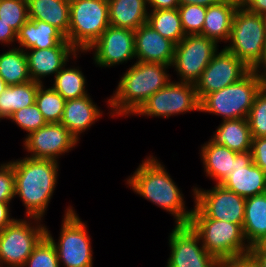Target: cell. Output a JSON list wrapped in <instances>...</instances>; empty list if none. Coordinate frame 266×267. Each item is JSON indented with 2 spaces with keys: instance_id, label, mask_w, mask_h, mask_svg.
Masks as SVG:
<instances>
[{
  "instance_id": "1",
  "label": "cell",
  "mask_w": 266,
  "mask_h": 267,
  "mask_svg": "<svg viewBox=\"0 0 266 267\" xmlns=\"http://www.w3.org/2000/svg\"><path fill=\"white\" fill-rule=\"evenodd\" d=\"M134 193L172 214L176 225H188L193 209H186L184 194L154 156H147L127 179Z\"/></svg>"
},
{
  "instance_id": "2",
  "label": "cell",
  "mask_w": 266,
  "mask_h": 267,
  "mask_svg": "<svg viewBox=\"0 0 266 267\" xmlns=\"http://www.w3.org/2000/svg\"><path fill=\"white\" fill-rule=\"evenodd\" d=\"M170 65L136 61L121 77L113 96L107 103L110 116L134 115L146 100L161 90L172 79Z\"/></svg>"
},
{
  "instance_id": "3",
  "label": "cell",
  "mask_w": 266,
  "mask_h": 267,
  "mask_svg": "<svg viewBox=\"0 0 266 267\" xmlns=\"http://www.w3.org/2000/svg\"><path fill=\"white\" fill-rule=\"evenodd\" d=\"M28 156L9 161L14 168L15 197L21 198L25 217L43 219L58 183L59 161Z\"/></svg>"
},
{
  "instance_id": "4",
  "label": "cell",
  "mask_w": 266,
  "mask_h": 267,
  "mask_svg": "<svg viewBox=\"0 0 266 267\" xmlns=\"http://www.w3.org/2000/svg\"><path fill=\"white\" fill-rule=\"evenodd\" d=\"M189 226L200 237L204 248L226 266L250 253L243 228L239 224L208 218L195 204Z\"/></svg>"
},
{
  "instance_id": "5",
  "label": "cell",
  "mask_w": 266,
  "mask_h": 267,
  "mask_svg": "<svg viewBox=\"0 0 266 267\" xmlns=\"http://www.w3.org/2000/svg\"><path fill=\"white\" fill-rule=\"evenodd\" d=\"M225 49L258 70L266 58V22L264 15L252 13L241 4L237 8ZM229 45V46H228Z\"/></svg>"
},
{
  "instance_id": "6",
  "label": "cell",
  "mask_w": 266,
  "mask_h": 267,
  "mask_svg": "<svg viewBox=\"0 0 266 267\" xmlns=\"http://www.w3.org/2000/svg\"><path fill=\"white\" fill-rule=\"evenodd\" d=\"M258 70H251L240 81L205 95L200 101V112L214 114L223 120L247 119L256 94L265 85Z\"/></svg>"
},
{
  "instance_id": "7",
  "label": "cell",
  "mask_w": 266,
  "mask_h": 267,
  "mask_svg": "<svg viewBox=\"0 0 266 267\" xmlns=\"http://www.w3.org/2000/svg\"><path fill=\"white\" fill-rule=\"evenodd\" d=\"M62 219L58 242L52 237L49 228H46V237L55 246L60 266L93 267V251L87 223L81 221L74 207L70 205Z\"/></svg>"
},
{
  "instance_id": "8",
  "label": "cell",
  "mask_w": 266,
  "mask_h": 267,
  "mask_svg": "<svg viewBox=\"0 0 266 267\" xmlns=\"http://www.w3.org/2000/svg\"><path fill=\"white\" fill-rule=\"evenodd\" d=\"M108 26V0H70L68 41L78 52H86Z\"/></svg>"
},
{
  "instance_id": "9",
  "label": "cell",
  "mask_w": 266,
  "mask_h": 267,
  "mask_svg": "<svg viewBox=\"0 0 266 267\" xmlns=\"http://www.w3.org/2000/svg\"><path fill=\"white\" fill-rule=\"evenodd\" d=\"M26 219L16 218L0 231V267H23L34 248L46 236L47 227L41 224L43 219Z\"/></svg>"
},
{
  "instance_id": "10",
  "label": "cell",
  "mask_w": 266,
  "mask_h": 267,
  "mask_svg": "<svg viewBox=\"0 0 266 267\" xmlns=\"http://www.w3.org/2000/svg\"><path fill=\"white\" fill-rule=\"evenodd\" d=\"M191 111H200L195 85L171 80L149 97L134 115L168 119L173 115H183Z\"/></svg>"
},
{
  "instance_id": "11",
  "label": "cell",
  "mask_w": 266,
  "mask_h": 267,
  "mask_svg": "<svg viewBox=\"0 0 266 267\" xmlns=\"http://www.w3.org/2000/svg\"><path fill=\"white\" fill-rule=\"evenodd\" d=\"M219 45L202 35H186L175 46L172 68L179 76V82L195 84L212 57L218 52Z\"/></svg>"
},
{
  "instance_id": "12",
  "label": "cell",
  "mask_w": 266,
  "mask_h": 267,
  "mask_svg": "<svg viewBox=\"0 0 266 267\" xmlns=\"http://www.w3.org/2000/svg\"><path fill=\"white\" fill-rule=\"evenodd\" d=\"M169 235L170 255L166 267H225L201 243L189 225H174Z\"/></svg>"
},
{
  "instance_id": "13",
  "label": "cell",
  "mask_w": 266,
  "mask_h": 267,
  "mask_svg": "<svg viewBox=\"0 0 266 267\" xmlns=\"http://www.w3.org/2000/svg\"><path fill=\"white\" fill-rule=\"evenodd\" d=\"M219 51L194 84L199 101L207 94L240 81L251 71L244 62L225 48Z\"/></svg>"
},
{
  "instance_id": "14",
  "label": "cell",
  "mask_w": 266,
  "mask_h": 267,
  "mask_svg": "<svg viewBox=\"0 0 266 267\" xmlns=\"http://www.w3.org/2000/svg\"><path fill=\"white\" fill-rule=\"evenodd\" d=\"M195 205L211 219L243 226L246 199L216 184L208 190L193 187Z\"/></svg>"
},
{
  "instance_id": "15",
  "label": "cell",
  "mask_w": 266,
  "mask_h": 267,
  "mask_svg": "<svg viewBox=\"0 0 266 267\" xmlns=\"http://www.w3.org/2000/svg\"><path fill=\"white\" fill-rule=\"evenodd\" d=\"M23 142V149L31 154L30 158L55 161H58L61 155L69 153L79 143L61 123H47L26 135Z\"/></svg>"
},
{
  "instance_id": "16",
  "label": "cell",
  "mask_w": 266,
  "mask_h": 267,
  "mask_svg": "<svg viewBox=\"0 0 266 267\" xmlns=\"http://www.w3.org/2000/svg\"><path fill=\"white\" fill-rule=\"evenodd\" d=\"M134 43V30L110 25L86 53L94 51L96 66L110 68L136 59Z\"/></svg>"
},
{
  "instance_id": "17",
  "label": "cell",
  "mask_w": 266,
  "mask_h": 267,
  "mask_svg": "<svg viewBox=\"0 0 266 267\" xmlns=\"http://www.w3.org/2000/svg\"><path fill=\"white\" fill-rule=\"evenodd\" d=\"M232 170L221 183L225 189L245 199L266 193V174L253 163L251 151L237 153Z\"/></svg>"
},
{
  "instance_id": "18",
  "label": "cell",
  "mask_w": 266,
  "mask_h": 267,
  "mask_svg": "<svg viewBox=\"0 0 266 267\" xmlns=\"http://www.w3.org/2000/svg\"><path fill=\"white\" fill-rule=\"evenodd\" d=\"M32 81L44 84L43 78L55 75L79 52L70 43H59L48 49L30 48L25 51ZM72 57V58H71ZM70 58V59H69Z\"/></svg>"
},
{
  "instance_id": "19",
  "label": "cell",
  "mask_w": 266,
  "mask_h": 267,
  "mask_svg": "<svg viewBox=\"0 0 266 267\" xmlns=\"http://www.w3.org/2000/svg\"><path fill=\"white\" fill-rule=\"evenodd\" d=\"M136 61L172 65L176 44L147 23L134 31Z\"/></svg>"
},
{
  "instance_id": "20",
  "label": "cell",
  "mask_w": 266,
  "mask_h": 267,
  "mask_svg": "<svg viewBox=\"0 0 266 267\" xmlns=\"http://www.w3.org/2000/svg\"><path fill=\"white\" fill-rule=\"evenodd\" d=\"M89 95L66 100L60 121L78 141L79 136L94 125L103 114Z\"/></svg>"
},
{
  "instance_id": "21",
  "label": "cell",
  "mask_w": 266,
  "mask_h": 267,
  "mask_svg": "<svg viewBox=\"0 0 266 267\" xmlns=\"http://www.w3.org/2000/svg\"><path fill=\"white\" fill-rule=\"evenodd\" d=\"M241 4V0H224L218 4L207 7L202 32L205 36L219 42L228 43L234 14Z\"/></svg>"
},
{
  "instance_id": "22",
  "label": "cell",
  "mask_w": 266,
  "mask_h": 267,
  "mask_svg": "<svg viewBox=\"0 0 266 267\" xmlns=\"http://www.w3.org/2000/svg\"><path fill=\"white\" fill-rule=\"evenodd\" d=\"M16 42L26 51L30 48L48 49L59 43H70L54 26L40 20L28 19L17 32Z\"/></svg>"
},
{
  "instance_id": "23",
  "label": "cell",
  "mask_w": 266,
  "mask_h": 267,
  "mask_svg": "<svg viewBox=\"0 0 266 267\" xmlns=\"http://www.w3.org/2000/svg\"><path fill=\"white\" fill-rule=\"evenodd\" d=\"M236 154L237 152L211 140L204 143L201 146L200 158L206 176L216 184H221L233 172Z\"/></svg>"
},
{
  "instance_id": "24",
  "label": "cell",
  "mask_w": 266,
  "mask_h": 267,
  "mask_svg": "<svg viewBox=\"0 0 266 267\" xmlns=\"http://www.w3.org/2000/svg\"><path fill=\"white\" fill-rule=\"evenodd\" d=\"M28 17L57 28L68 40L70 0H27Z\"/></svg>"
},
{
  "instance_id": "25",
  "label": "cell",
  "mask_w": 266,
  "mask_h": 267,
  "mask_svg": "<svg viewBox=\"0 0 266 267\" xmlns=\"http://www.w3.org/2000/svg\"><path fill=\"white\" fill-rule=\"evenodd\" d=\"M147 0H108L110 25L136 30L147 23Z\"/></svg>"
},
{
  "instance_id": "26",
  "label": "cell",
  "mask_w": 266,
  "mask_h": 267,
  "mask_svg": "<svg viewBox=\"0 0 266 267\" xmlns=\"http://www.w3.org/2000/svg\"><path fill=\"white\" fill-rule=\"evenodd\" d=\"M252 134L247 119L223 120L210 140L237 153L251 151Z\"/></svg>"
},
{
  "instance_id": "27",
  "label": "cell",
  "mask_w": 266,
  "mask_h": 267,
  "mask_svg": "<svg viewBox=\"0 0 266 267\" xmlns=\"http://www.w3.org/2000/svg\"><path fill=\"white\" fill-rule=\"evenodd\" d=\"M242 228L250 247L266 239V193L246 198Z\"/></svg>"
},
{
  "instance_id": "28",
  "label": "cell",
  "mask_w": 266,
  "mask_h": 267,
  "mask_svg": "<svg viewBox=\"0 0 266 267\" xmlns=\"http://www.w3.org/2000/svg\"><path fill=\"white\" fill-rule=\"evenodd\" d=\"M40 83L29 81L10 85L0 94V120L8 119L15 111L35 104Z\"/></svg>"
},
{
  "instance_id": "29",
  "label": "cell",
  "mask_w": 266,
  "mask_h": 267,
  "mask_svg": "<svg viewBox=\"0 0 266 267\" xmlns=\"http://www.w3.org/2000/svg\"><path fill=\"white\" fill-rule=\"evenodd\" d=\"M0 77L8 86L24 84L32 80L24 50L14 46L0 54Z\"/></svg>"
},
{
  "instance_id": "30",
  "label": "cell",
  "mask_w": 266,
  "mask_h": 267,
  "mask_svg": "<svg viewBox=\"0 0 266 267\" xmlns=\"http://www.w3.org/2000/svg\"><path fill=\"white\" fill-rule=\"evenodd\" d=\"M147 24L175 44H178L186 36L181 25L178 8L149 11Z\"/></svg>"
},
{
  "instance_id": "31",
  "label": "cell",
  "mask_w": 266,
  "mask_h": 267,
  "mask_svg": "<svg viewBox=\"0 0 266 267\" xmlns=\"http://www.w3.org/2000/svg\"><path fill=\"white\" fill-rule=\"evenodd\" d=\"M86 77L80 67H63L54 77L52 87L65 99L84 97L86 89Z\"/></svg>"
},
{
  "instance_id": "32",
  "label": "cell",
  "mask_w": 266,
  "mask_h": 267,
  "mask_svg": "<svg viewBox=\"0 0 266 267\" xmlns=\"http://www.w3.org/2000/svg\"><path fill=\"white\" fill-rule=\"evenodd\" d=\"M35 103L47 123H60L66 100L52 86L40 84Z\"/></svg>"
},
{
  "instance_id": "33",
  "label": "cell",
  "mask_w": 266,
  "mask_h": 267,
  "mask_svg": "<svg viewBox=\"0 0 266 267\" xmlns=\"http://www.w3.org/2000/svg\"><path fill=\"white\" fill-rule=\"evenodd\" d=\"M207 7L197 4L179 5L178 12L185 35H197L202 32Z\"/></svg>"
},
{
  "instance_id": "34",
  "label": "cell",
  "mask_w": 266,
  "mask_h": 267,
  "mask_svg": "<svg viewBox=\"0 0 266 267\" xmlns=\"http://www.w3.org/2000/svg\"><path fill=\"white\" fill-rule=\"evenodd\" d=\"M0 18L18 32L29 19L27 0H0Z\"/></svg>"
},
{
  "instance_id": "35",
  "label": "cell",
  "mask_w": 266,
  "mask_h": 267,
  "mask_svg": "<svg viewBox=\"0 0 266 267\" xmlns=\"http://www.w3.org/2000/svg\"><path fill=\"white\" fill-rule=\"evenodd\" d=\"M247 121L252 137L266 136V84L256 94Z\"/></svg>"
},
{
  "instance_id": "36",
  "label": "cell",
  "mask_w": 266,
  "mask_h": 267,
  "mask_svg": "<svg viewBox=\"0 0 266 267\" xmlns=\"http://www.w3.org/2000/svg\"><path fill=\"white\" fill-rule=\"evenodd\" d=\"M23 267H61L55 246L46 236L34 248Z\"/></svg>"
},
{
  "instance_id": "37",
  "label": "cell",
  "mask_w": 266,
  "mask_h": 267,
  "mask_svg": "<svg viewBox=\"0 0 266 267\" xmlns=\"http://www.w3.org/2000/svg\"><path fill=\"white\" fill-rule=\"evenodd\" d=\"M8 120H11L18 127L26 131V135L47 124L36 103L15 111Z\"/></svg>"
},
{
  "instance_id": "38",
  "label": "cell",
  "mask_w": 266,
  "mask_h": 267,
  "mask_svg": "<svg viewBox=\"0 0 266 267\" xmlns=\"http://www.w3.org/2000/svg\"><path fill=\"white\" fill-rule=\"evenodd\" d=\"M15 198V174L10 162L0 164V202H11Z\"/></svg>"
},
{
  "instance_id": "39",
  "label": "cell",
  "mask_w": 266,
  "mask_h": 267,
  "mask_svg": "<svg viewBox=\"0 0 266 267\" xmlns=\"http://www.w3.org/2000/svg\"><path fill=\"white\" fill-rule=\"evenodd\" d=\"M252 160L266 174V136L252 138Z\"/></svg>"
},
{
  "instance_id": "40",
  "label": "cell",
  "mask_w": 266,
  "mask_h": 267,
  "mask_svg": "<svg viewBox=\"0 0 266 267\" xmlns=\"http://www.w3.org/2000/svg\"><path fill=\"white\" fill-rule=\"evenodd\" d=\"M17 32L8 24H6L0 18V44H5L12 46V43L16 42Z\"/></svg>"
},
{
  "instance_id": "41",
  "label": "cell",
  "mask_w": 266,
  "mask_h": 267,
  "mask_svg": "<svg viewBox=\"0 0 266 267\" xmlns=\"http://www.w3.org/2000/svg\"><path fill=\"white\" fill-rule=\"evenodd\" d=\"M225 267H262L249 253L230 261Z\"/></svg>"
},
{
  "instance_id": "42",
  "label": "cell",
  "mask_w": 266,
  "mask_h": 267,
  "mask_svg": "<svg viewBox=\"0 0 266 267\" xmlns=\"http://www.w3.org/2000/svg\"><path fill=\"white\" fill-rule=\"evenodd\" d=\"M241 5L252 13L266 14V0H241Z\"/></svg>"
},
{
  "instance_id": "43",
  "label": "cell",
  "mask_w": 266,
  "mask_h": 267,
  "mask_svg": "<svg viewBox=\"0 0 266 267\" xmlns=\"http://www.w3.org/2000/svg\"><path fill=\"white\" fill-rule=\"evenodd\" d=\"M147 5L149 10H163L176 9L180 4L179 0H147Z\"/></svg>"
},
{
  "instance_id": "44",
  "label": "cell",
  "mask_w": 266,
  "mask_h": 267,
  "mask_svg": "<svg viewBox=\"0 0 266 267\" xmlns=\"http://www.w3.org/2000/svg\"><path fill=\"white\" fill-rule=\"evenodd\" d=\"M10 203L0 202V231L16 220L15 218H11Z\"/></svg>"
},
{
  "instance_id": "45",
  "label": "cell",
  "mask_w": 266,
  "mask_h": 267,
  "mask_svg": "<svg viewBox=\"0 0 266 267\" xmlns=\"http://www.w3.org/2000/svg\"><path fill=\"white\" fill-rule=\"evenodd\" d=\"M250 254L258 261L262 267H266V248L262 244L251 246Z\"/></svg>"
},
{
  "instance_id": "46",
  "label": "cell",
  "mask_w": 266,
  "mask_h": 267,
  "mask_svg": "<svg viewBox=\"0 0 266 267\" xmlns=\"http://www.w3.org/2000/svg\"><path fill=\"white\" fill-rule=\"evenodd\" d=\"M224 0H179L180 5L197 4L203 7H209L211 5L218 4Z\"/></svg>"
},
{
  "instance_id": "47",
  "label": "cell",
  "mask_w": 266,
  "mask_h": 267,
  "mask_svg": "<svg viewBox=\"0 0 266 267\" xmlns=\"http://www.w3.org/2000/svg\"><path fill=\"white\" fill-rule=\"evenodd\" d=\"M258 72H259V74L261 75V77L264 79V81L266 83V58H265V61L263 62V64L258 69Z\"/></svg>"
},
{
  "instance_id": "48",
  "label": "cell",
  "mask_w": 266,
  "mask_h": 267,
  "mask_svg": "<svg viewBox=\"0 0 266 267\" xmlns=\"http://www.w3.org/2000/svg\"><path fill=\"white\" fill-rule=\"evenodd\" d=\"M8 87L5 81L0 77V94Z\"/></svg>"
},
{
  "instance_id": "49",
  "label": "cell",
  "mask_w": 266,
  "mask_h": 267,
  "mask_svg": "<svg viewBox=\"0 0 266 267\" xmlns=\"http://www.w3.org/2000/svg\"><path fill=\"white\" fill-rule=\"evenodd\" d=\"M261 244L266 248V239Z\"/></svg>"
}]
</instances>
